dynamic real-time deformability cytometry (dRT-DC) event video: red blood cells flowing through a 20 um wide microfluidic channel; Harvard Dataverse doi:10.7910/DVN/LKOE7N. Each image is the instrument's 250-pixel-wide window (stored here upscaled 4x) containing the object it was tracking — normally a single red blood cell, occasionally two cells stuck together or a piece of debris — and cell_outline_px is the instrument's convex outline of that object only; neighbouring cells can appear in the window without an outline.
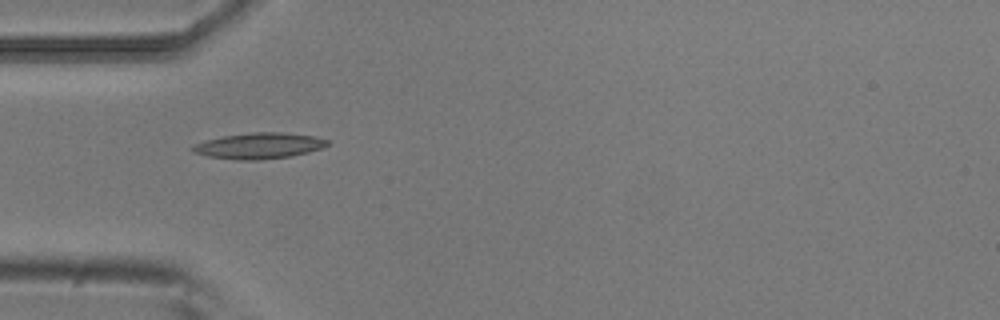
{"species": "common noctule bat (a hibernating species)", "species_latin": "Nyctalus noctula", "temperature_condition": "room temperature", "stored_images_in_passage": 6, "camera_frame_rate_fps": 3000, "um_per_image_px": 0.085, "animal": {"sex": "male", "body_mass_g": 20.5, "forearm_length_mm": 52.5}, "frame": {"image": 1, "passage_image": 4, "time_ms": 1.0, "image_size_px": [1000, 320], "cell_outline_px": [[328, 144], [320, 148], [308, 152], [292, 156], [260, 160], [240, 160], [208, 156], [192, 152], [188, 148], [196, 144], [208, 140], [224, 136], [252, 132], [280, 132], [316, 136], [328, 140]], "centroid_in_image_um": [22.02, 12.39], "position_along_channel_um": 63.0, "area_um2": 20.23}}
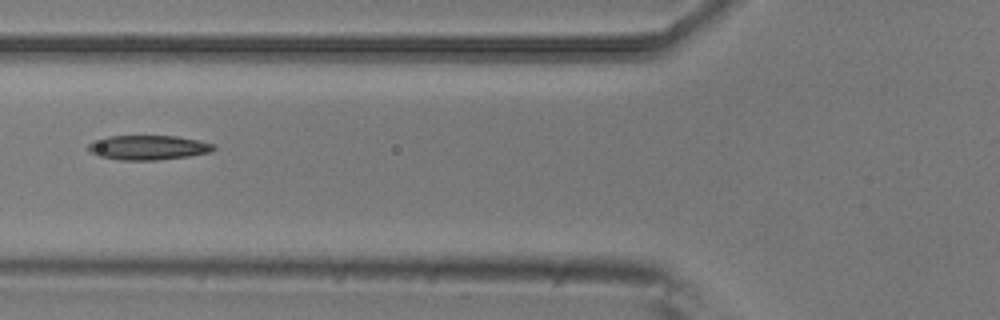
{"frame": {"image": 2, "passage_image": 5, "time_ms": 1.333, "image_size_px": [1000, 320], "cell_outline_px": [[216, 148], [212, 152], [188, 156], [156, 160], [120, 160], [100, 156], [88, 152], [88, 144], [92, 140], [108, 136], [176, 136], [216, 144]], "centroid_in_image_um": [12.58, 12.54], "position_along_channel_um": 113.2, "area_um2": 18.03}}
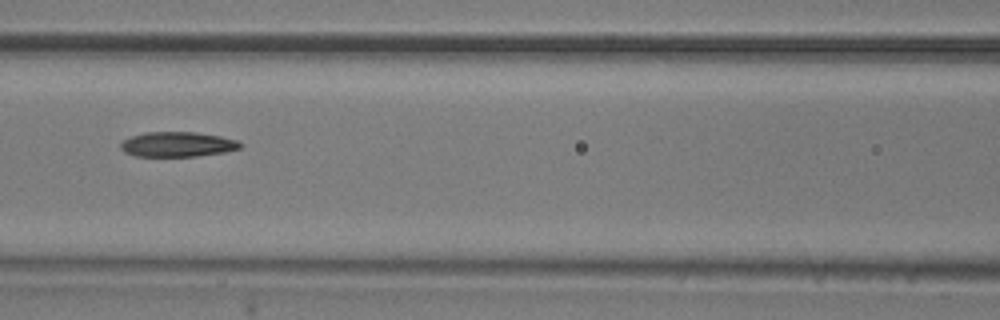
{"frame": {"image": 3, "passage_image": 6, "time_ms": 1.667, "image_size_px": [1000, 320], "cell_outline_px": [[244, 144], [240, 148], [224, 152], [196, 156], [136, 156], [124, 152], [120, 148], [120, 144], [124, 140], [132, 136], [144, 132], [196, 132], [220, 136], [240, 140]], "centroid_in_image_um": [15.12, 12.26], "position_along_channel_um": 151.5, "area_um2": 17.46}}